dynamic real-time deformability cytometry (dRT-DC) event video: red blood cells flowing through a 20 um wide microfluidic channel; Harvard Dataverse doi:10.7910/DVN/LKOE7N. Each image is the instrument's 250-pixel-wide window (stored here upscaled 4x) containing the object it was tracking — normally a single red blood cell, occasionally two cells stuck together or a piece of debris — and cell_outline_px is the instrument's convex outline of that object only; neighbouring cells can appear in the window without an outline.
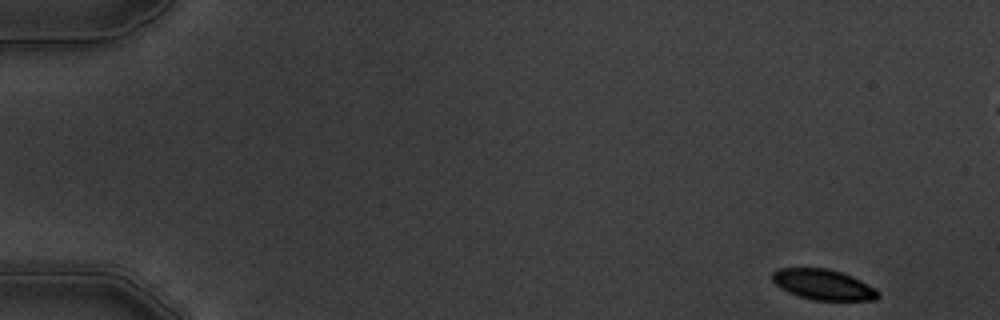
{"species": "common noctule bat (a hibernating species)", "species_latin": "Nyctalus noctula", "temperature_condition": "warm", "stored_images_in_passage": 6, "camera_frame_rate_fps": 3000, "um_per_image_px": 0.085, "animal": {"sex": "male", "body_mass_g": 19.5, "forearm_length_mm": 54.6}, "frame": {"image": 1, "passage_image": 1, "time_ms": 0.0, "image_size_px": [1000, 320], "cell_outline_px": [[880, 296], [876, 300], [812, 300], [788, 292], [780, 288], [772, 280], [772, 272], [776, 268], [828, 268], [852, 276], [876, 288], [880, 292]], "centroid_in_image_um": [69.98, 24.19], "position_along_channel_um": 15.0, "area_um2": 18.9}}